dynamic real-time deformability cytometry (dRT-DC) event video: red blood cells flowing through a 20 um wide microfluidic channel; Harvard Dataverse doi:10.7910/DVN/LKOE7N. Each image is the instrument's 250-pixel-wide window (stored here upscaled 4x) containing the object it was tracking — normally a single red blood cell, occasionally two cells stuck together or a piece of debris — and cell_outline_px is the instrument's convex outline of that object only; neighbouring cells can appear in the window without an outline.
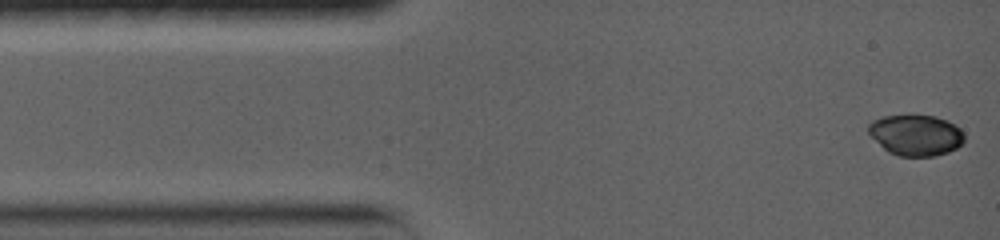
{"species": "common noctule bat (a hibernating species)", "species_latin": "Nyctalus noctula", "temperature_condition": "warm", "stored_images_in_passage": 61, "camera_frame_rate_fps": 5000, "um_per_image_px": 0.085, "animal": {"sex": "female", "body_mass_g": 19.0, "forearm_length_mm": 56.7}, "frame": {"image": 1, "passage_image": 1, "time_ms": 0.0, "image_size_px": [1000, 240], "cell_outline_px": [[964, 140], [956, 148], [948, 152], [936, 156], [900, 156], [888, 152], [868, 132], [868, 124], [872, 120], [880, 116], [912, 112], [936, 116], [948, 120], [960, 128], [964, 132]], "centroid_in_image_um": [77.84, 11.42], "position_along_channel_um": 7.2, "area_um2": 23.58}}
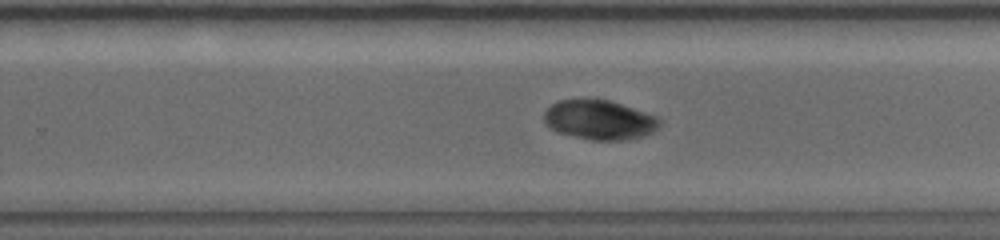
{"frame": {"image": 2, "passage_image": 30, "time_ms": 9.4, "image_size_px": [1000, 240], "cell_outline_px": [[660, 124], [652, 132], [644, 136], [628, 140], [592, 140], [556, 132], [548, 128], [544, 120], [544, 112], [556, 100], [584, 96], [596, 96], [660, 116]], "centroid_in_image_um": [50.92, 10.14], "position_along_channel_um": 278.9, "area_um2": 27.63}}
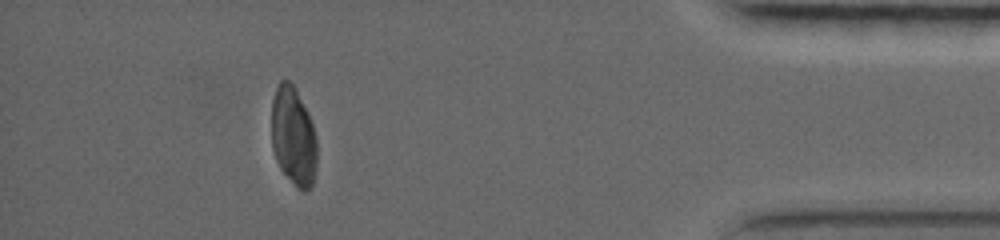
{"frame": {"image": 3, "passage_image": 61, "time_ms": 14.4, "image_size_px": [1000, 240], "cell_outline_px": [[316, 168], [312, 188], [304, 192], [296, 188], [280, 168], [276, 160], [272, 148], [272, 100], [276, 88], [280, 80], [288, 80], [292, 84], [308, 112], [316, 136]], "centroid_in_image_um": [24.94, 11.64], "position_along_channel_um": 410.3, "area_um2": 26.24}, "authors_computed_cell_mechanics": {"area_um2": 26.7036, "velocity_mm_per_s": 3.6941, "shape_relaxation_time_tau1_ms": 8.9368, "shape_relaxation_time_tau2_ms": null, "deformation_change_tau1": 0.1509, "deformation_change_tau2": null}}